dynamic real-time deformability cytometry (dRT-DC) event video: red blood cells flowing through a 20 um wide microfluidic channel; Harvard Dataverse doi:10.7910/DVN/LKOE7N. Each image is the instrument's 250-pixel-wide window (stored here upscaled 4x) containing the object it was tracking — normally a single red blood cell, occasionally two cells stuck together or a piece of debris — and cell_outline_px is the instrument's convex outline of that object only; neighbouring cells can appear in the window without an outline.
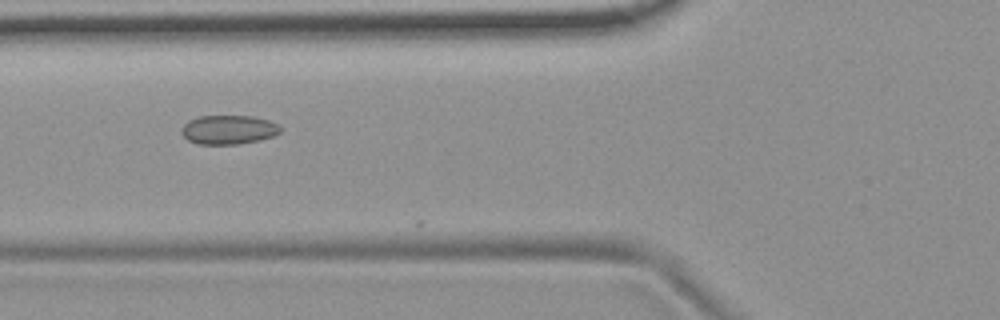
{"species": "common noctule bat (a hibernating species)", "species_latin": "Nyctalus noctula", "temperature_condition": "room temperature", "stored_images_in_passage": 5, "camera_frame_rate_fps": 3000, "um_per_image_px": 0.085, "animal": {"sex": "female", "body_mass_g": 19.9}, "frame": {"image": 1, "passage_image": 3, "time_ms": 2.333, "image_size_px": [1000, 320], "cell_outline_px": [[280, 132], [272, 136], [260, 140], [240, 144], [196, 144], [188, 140], [180, 132], [180, 128], [188, 120], [200, 116], [252, 116], [268, 120], [276, 124], [280, 128]], "centroid_in_image_um": [19.38, 11.03], "position_along_channel_um": 106.4, "area_um2": 16.76}}
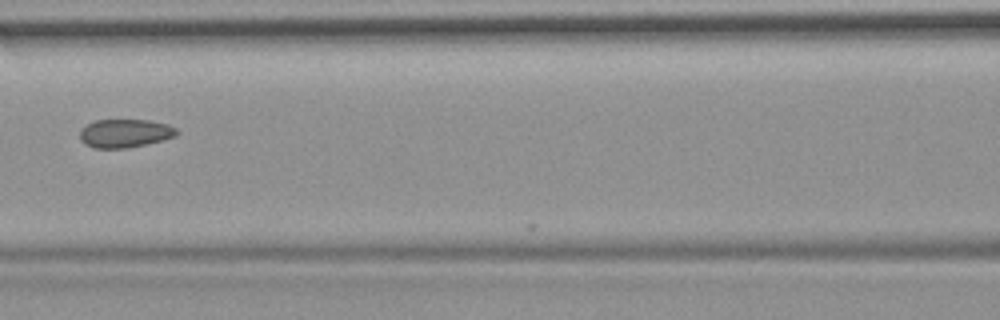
{"frame": {"image": 2, "passage_image": 4, "time_ms": 3.667, "image_size_px": [1000, 320], "cell_outline_px": [[176, 136], [164, 140], [128, 148], [92, 148], [84, 144], [80, 140], [80, 132], [88, 124], [96, 120], [148, 120], [168, 124], [176, 128]], "centroid_in_image_um": [10.62, 11.34], "position_along_channel_um": 156.0, "area_um2": 16.01}}